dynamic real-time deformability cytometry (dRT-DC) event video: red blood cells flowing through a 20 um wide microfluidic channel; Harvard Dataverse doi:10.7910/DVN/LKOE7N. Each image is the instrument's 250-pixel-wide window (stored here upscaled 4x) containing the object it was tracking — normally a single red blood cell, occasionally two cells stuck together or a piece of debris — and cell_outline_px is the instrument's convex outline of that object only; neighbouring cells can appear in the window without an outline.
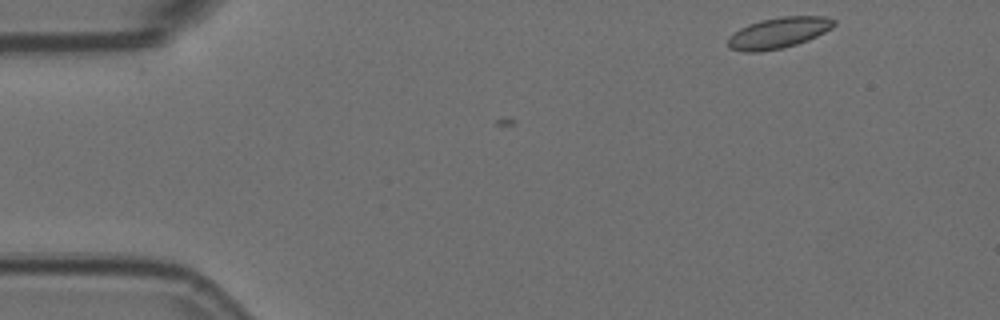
{"species": "Egyptian fruit bat (a non-hibernating species)", "species_latin": "Rousettus aegyptiacus", "temperature_condition": "room temperature", "stored_images_in_passage": 5, "camera_frame_rate_fps": 3000, "um_per_image_px": 0.085, "animal": {"sex": "female"}, "frame": {"image": 1, "passage_image": 1, "time_ms": 0.0, "image_size_px": [1000, 320], "cell_outline_px": [[836, 24], [832, 28], [808, 40], [796, 44], [780, 48], [760, 52], [744, 52], [728, 48], [728, 36], [740, 28], [748, 24], [760, 20], [780, 16], [824, 16], [836, 20]], "centroid_in_image_um": [66.16, 2.78], "position_along_channel_um": 18.8, "area_um2": 19.19}}